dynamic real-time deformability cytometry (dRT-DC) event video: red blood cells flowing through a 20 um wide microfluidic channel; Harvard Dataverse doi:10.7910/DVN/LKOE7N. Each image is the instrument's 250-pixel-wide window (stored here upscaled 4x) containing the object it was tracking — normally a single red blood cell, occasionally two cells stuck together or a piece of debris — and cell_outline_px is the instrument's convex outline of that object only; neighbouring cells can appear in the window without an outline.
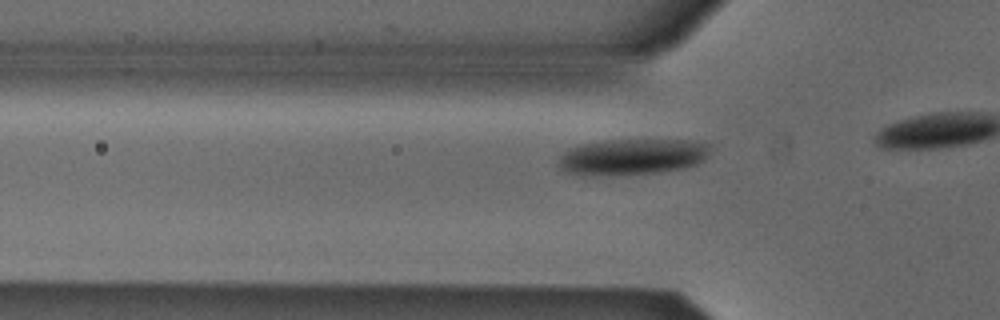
{"species": "Egyptian fruit bat (a non-hibernating species)", "species_latin": "Rousettus aegyptiacus", "temperature_condition": "cold", "stored_images_in_passage": 19, "camera_frame_rate_fps": 3000, "um_per_image_px": 0.085, "animal": {"sex": "male"}, "frame": {"image": 1, "passage_image": 14, "time_ms": 4.333, "image_size_px": [1000, 320], "cell_outline_px": [[712, 144], [708, 156], [704, 160], [696, 164], [684, 168], [660, 172], [624, 176], [580, 176], [564, 172], [556, 164], [560, 156], [564, 152], [580, 144], [604, 140], [692, 140]], "centroid_in_image_um": [53.71, 13.35], "position_along_channel_um": 72.1, "area_um2": 32.83}}
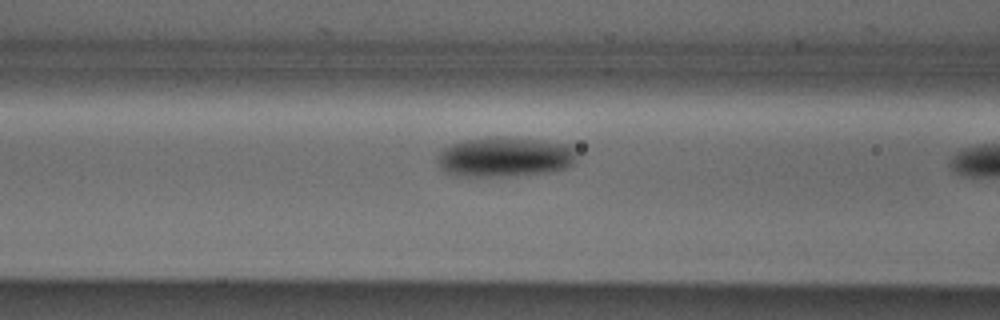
{"frame": {"image": 2, "passage_image": 18, "time_ms": 5.667, "image_size_px": [1000, 320], "cell_outline_px": [[576, 164], [568, 168], [548, 172], [516, 176], [456, 176], [444, 172], [436, 164], [436, 156], [444, 148], [452, 144], [464, 140], [488, 136], [508, 136], [572, 144], [576, 156]], "centroid_in_image_um": [42.92, 13.34], "position_along_channel_um": 123.7, "area_um2": 33.29}}